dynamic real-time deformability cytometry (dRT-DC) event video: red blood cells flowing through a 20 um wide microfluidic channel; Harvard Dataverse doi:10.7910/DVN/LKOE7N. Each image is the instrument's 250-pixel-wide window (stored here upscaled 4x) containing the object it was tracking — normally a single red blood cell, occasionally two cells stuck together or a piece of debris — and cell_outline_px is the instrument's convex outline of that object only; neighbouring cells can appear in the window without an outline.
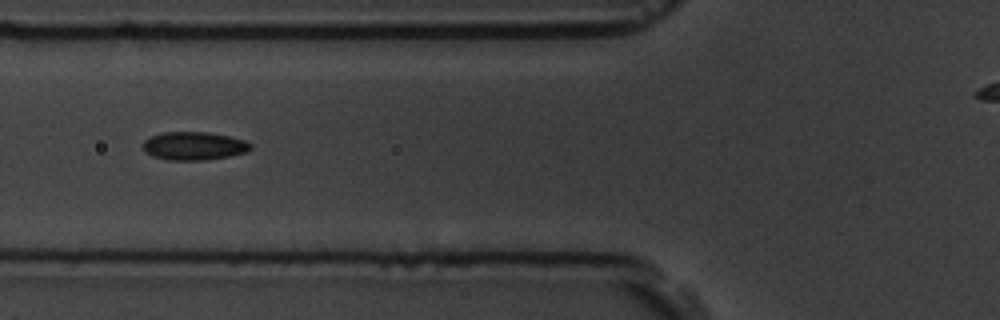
{"species": "common noctule bat (a hibernating species)", "species_latin": "Nyctalus noctula", "temperature_condition": "room temperature", "stored_images_in_passage": 10, "camera_frame_rate_fps": 3000, "um_per_image_px": 0.085, "animal": {"sex": "male", "body_mass_g": 19.5, "forearm_length_mm": 54.6}, "frame": {"image": 1, "passage_image": 6, "time_ms": 5.667, "image_size_px": [1000, 320], "cell_outline_px": [[252, 148], [248, 152], [208, 160], [168, 160], [152, 156], [144, 152], [144, 140], [160, 132], [208, 132], [228, 136], [244, 140], [252, 144]], "centroid_in_image_um": [16.49, 12.41], "position_along_channel_um": 109.3, "area_um2": 17.8}}
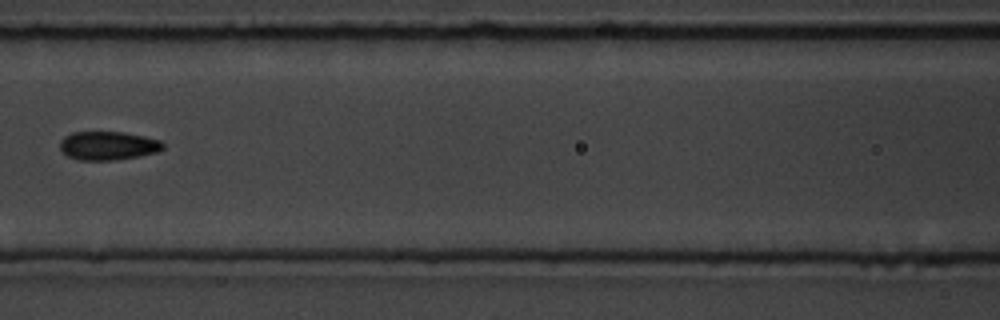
{"frame": {"image": 2, "passage_image": 7, "time_ms": 7.0, "image_size_px": [1000, 320], "cell_outline_px": [[164, 148], [156, 152], [140, 156], [116, 160], [80, 160], [68, 156], [60, 148], [60, 140], [64, 136], [72, 132], [124, 132], [144, 136], [160, 140], [164, 144]], "centroid_in_image_um": [9.19, 12.38], "position_along_channel_um": 157.4, "area_um2": 17.22}}